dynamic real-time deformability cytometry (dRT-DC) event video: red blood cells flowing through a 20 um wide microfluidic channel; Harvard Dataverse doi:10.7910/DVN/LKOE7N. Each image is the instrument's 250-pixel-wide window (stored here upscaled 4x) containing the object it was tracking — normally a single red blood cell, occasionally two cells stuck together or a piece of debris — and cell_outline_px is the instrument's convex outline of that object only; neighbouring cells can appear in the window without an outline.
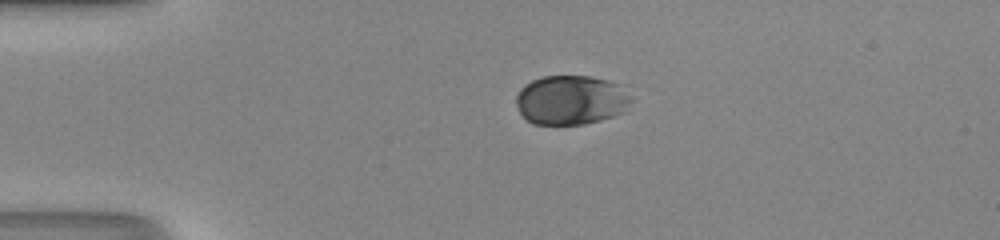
{"species": "human", "species_latin": "Homo sapiens", "temperature_condition": "room temperature", "stored_images_in_passage": 39, "camera_frame_rate_fps": 3000, "um_per_image_px": 0.085, "donor": {"sex": "male"}, "frame": {"image": 1, "passage_image": 1, "time_ms": 0.0, "image_size_px": [1000, 240], "cell_outline_px": [[632, 100], [624, 112], [600, 120], [584, 124], [532, 124], [520, 112], [516, 104], [516, 96], [520, 88], [524, 84], [532, 80], [544, 76], [592, 76], [628, 84], [632, 96]], "centroid_in_image_um": [48.62, 8.47], "position_along_channel_um": 36.4, "area_um2": 33.87}}
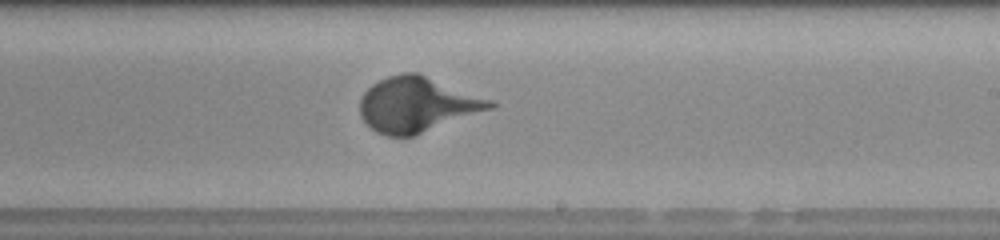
{"frame": {"image": 2, "passage_image": 20, "time_ms": 6.333, "image_size_px": [1000, 240], "cell_outline_px": [[496, 108], [412, 136], [388, 136], [376, 132], [360, 116], [360, 100], [364, 92], [372, 84], [388, 76], [404, 72], [416, 72], [492, 100], [496, 104]], "centroid_in_image_um": [35.47, 8.89], "position_along_channel_um": 253.5, "area_um2": 41.5}}
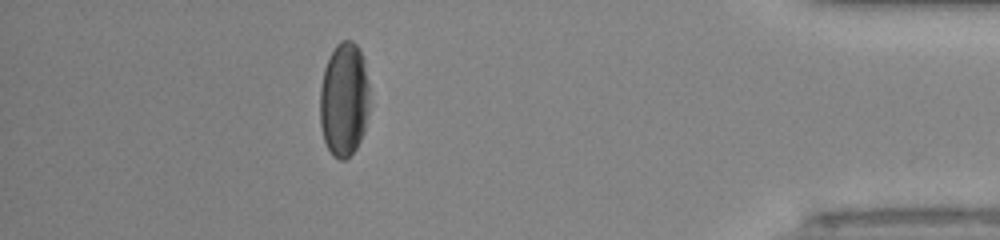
{"frame": {"image": 3, "passage_image": 34, "time_ms": 11.0, "image_size_px": [1000, 240], "cell_outline_px": [[368, 112], [364, 132], [356, 148], [344, 160], [340, 160], [332, 156], [324, 140], [320, 124], [320, 88], [324, 68], [336, 44], [340, 40], [352, 40], [360, 48], [364, 60], [368, 84]], "centroid_in_image_um": [29.24, 8.45], "position_along_channel_um": 406.0, "area_um2": 33.12}}